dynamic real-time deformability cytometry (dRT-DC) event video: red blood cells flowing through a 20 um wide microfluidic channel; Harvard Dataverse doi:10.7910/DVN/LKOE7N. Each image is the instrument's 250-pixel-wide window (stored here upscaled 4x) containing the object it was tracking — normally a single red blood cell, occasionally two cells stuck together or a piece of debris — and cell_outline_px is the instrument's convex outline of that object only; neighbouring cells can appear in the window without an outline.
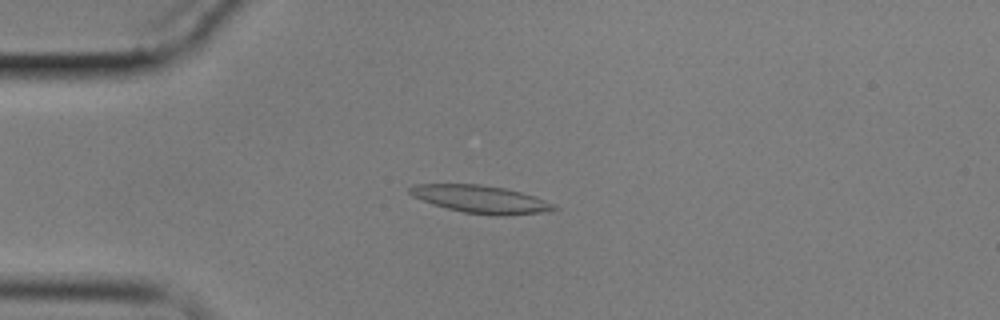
{"species": "common noctule bat (a hibernating species)", "species_latin": "Nyctalus noctula", "temperature_condition": "cold", "stored_images_in_passage": 61, "camera_frame_rate_fps": 3000, "um_per_image_px": 0.085, "animal": {"sex": "male", "body_mass_g": 17.9}, "frame": {"image": 1, "passage_image": 15, "time_ms": 4.667, "image_size_px": [1000, 320], "cell_outline_px": [[560, 208], [548, 212], [500, 216], [496, 216], [464, 212], [448, 208], [412, 196], [408, 192], [408, 188], [416, 184], [480, 184], [504, 188], [520, 192], [544, 200]], "centroid_in_image_um": [40.88, 16.94], "position_along_channel_um": 44.1, "area_um2": 22.95}}
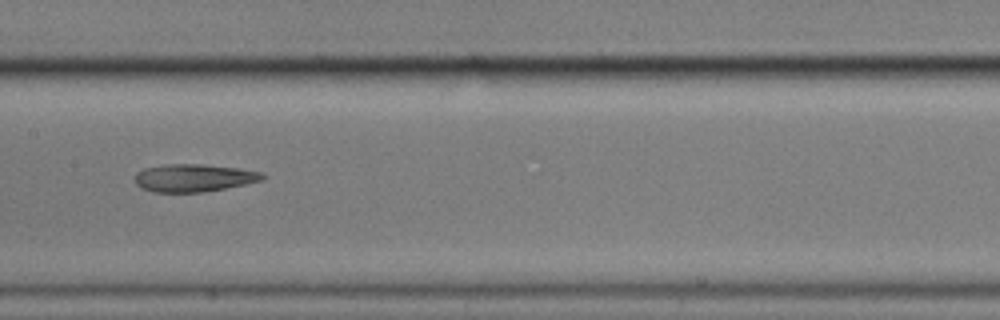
{"frame": {"image": 2, "passage_image": 31, "time_ms": 10.0, "image_size_px": [1000, 320], "cell_outline_px": [[268, 176], [260, 180], [244, 184], [204, 192], [152, 192], [140, 188], [136, 184], [136, 172], [144, 168], [164, 164], [204, 164], [240, 168], [264, 172]], "centroid_in_image_um": [16.48, 15.11], "position_along_channel_um": 190.9, "area_um2": 20.75}}
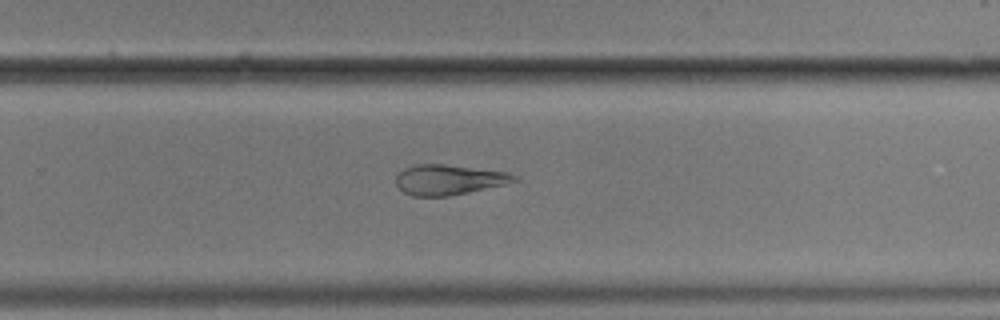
{"frame": {"image": 3, "passage_image": 40, "time_ms": 13.0, "image_size_px": [1000, 320], "cell_outline_px": [[520, 180], [504, 184], [468, 192], [448, 196], [412, 196], [404, 192], [396, 184], [396, 176], [404, 168], [416, 164], [444, 164], [508, 172], [516, 176]], "centroid_in_image_um": [38.13, 15.27], "position_along_channel_um": 291.7, "area_um2": 20.63}, "authors_computed_cell_mechanics": {"area_um2": 22.1374, "velocity_mm_per_s": 3.363, "shape_relaxation_time_tau1_ms": null, "shape_relaxation_time_tau2_ms": 4.135, "deformation_change_tau1": null, "deformation_change_tau2": 0.1151}}